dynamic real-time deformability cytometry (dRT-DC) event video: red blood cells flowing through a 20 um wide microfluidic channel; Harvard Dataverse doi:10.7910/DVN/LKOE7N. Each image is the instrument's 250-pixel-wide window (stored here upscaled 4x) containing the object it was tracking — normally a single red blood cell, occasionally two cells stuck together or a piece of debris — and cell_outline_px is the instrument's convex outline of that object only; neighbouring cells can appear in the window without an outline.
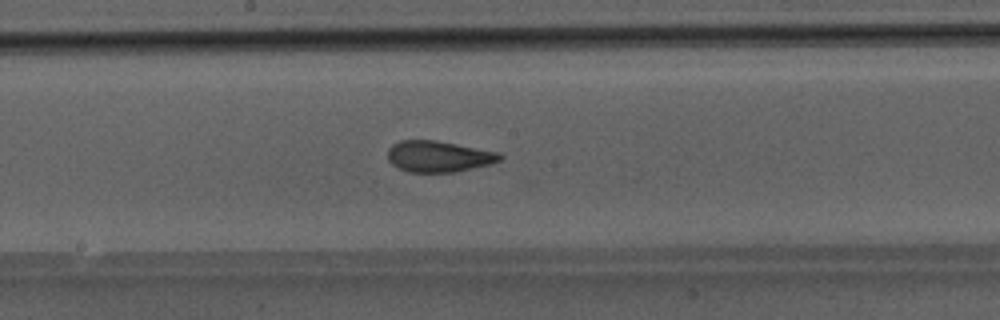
{"species": "Egyptian fruit bat (a non-hibernating species)", "species_latin": "Rousettus aegyptiacus", "temperature_condition": "room temperature", "stored_images_in_passage": 37, "camera_frame_rate_fps": 3000, "um_per_image_px": 0.085, "animal": {"sex": "male"}, "frame": {"image": 1, "passage_image": 26, "time_ms": 8.333, "image_size_px": [1000, 320], "cell_outline_px": [[504, 156], [500, 160], [492, 164], [456, 172], [408, 172], [392, 164], [388, 160], [388, 148], [392, 144], [400, 140], [436, 140], [500, 152]], "centroid_in_image_um": [37.31, 13.29], "position_along_channel_um": 210.9, "area_um2": 20.58}}